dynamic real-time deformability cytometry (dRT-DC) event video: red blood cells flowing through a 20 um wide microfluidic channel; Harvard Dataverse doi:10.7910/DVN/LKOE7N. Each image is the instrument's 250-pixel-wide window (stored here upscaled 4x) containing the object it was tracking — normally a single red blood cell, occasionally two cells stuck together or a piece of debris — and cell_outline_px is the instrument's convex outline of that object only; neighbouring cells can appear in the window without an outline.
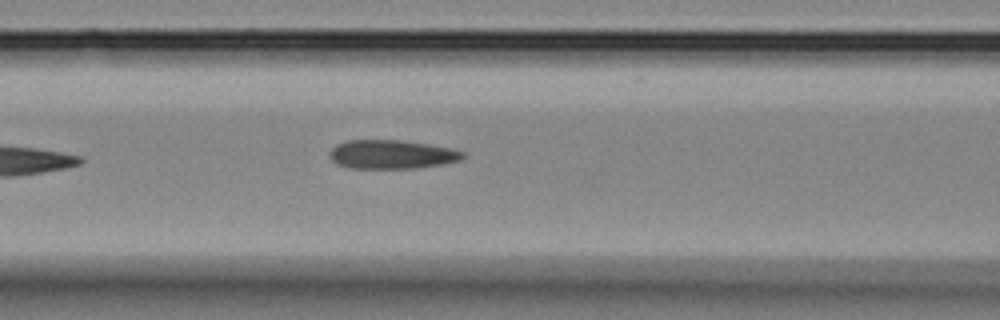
{"species": "Egyptian fruit bat (a non-hibernating species)", "species_latin": "Rousettus aegyptiacus", "temperature_condition": "room temperature", "stored_images_in_passage": 7, "camera_frame_rate_fps": 3000, "um_per_image_px": 0.085, "animal": {"sex": "female"}, "frame": {"image": 1, "passage_image": 7, "time_ms": 7.0, "image_size_px": [1000, 320], "cell_outline_px": [[468, 156], [460, 160], [440, 164], [416, 168], [352, 168], [336, 164], [332, 160], [328, 152], [336, 144], [348, 140], [404, 140], [452, 148], [464, 152]], "centroid_in_image_um": [33.3, 13.11], "position_along_channel_um": 133.3, "area_um2": 22.48}}